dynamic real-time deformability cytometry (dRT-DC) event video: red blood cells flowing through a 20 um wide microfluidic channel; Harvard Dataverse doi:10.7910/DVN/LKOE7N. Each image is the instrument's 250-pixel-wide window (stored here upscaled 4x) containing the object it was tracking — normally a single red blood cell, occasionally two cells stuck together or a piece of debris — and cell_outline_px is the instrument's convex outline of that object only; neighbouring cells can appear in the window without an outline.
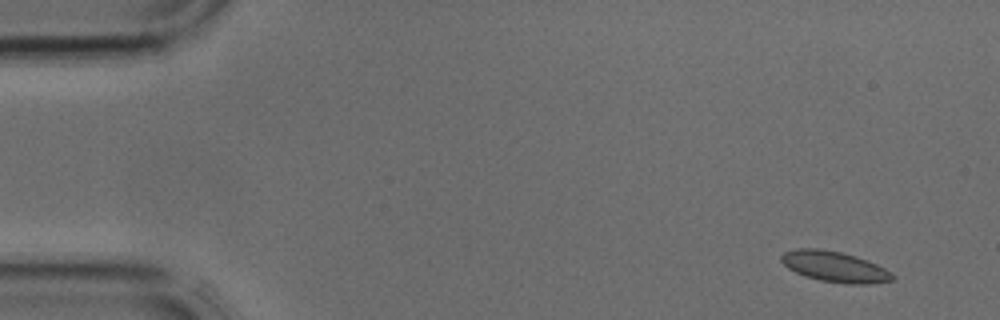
{"species": "common noctule bat (a hibernating species)", "species_latin": "Nyctalus noctula", "temperature_condition": "cold", "stored_images_in_passage": 4, "segment_of_instrument_passage": [1, 2], "camera_frame_rate_fps": 3000, "um_per_image_px": 0.085, "animal": {"sex": "male", "body_mass_g": 17.9, "forearm_length_mm": 54.2}, "frame": {"image": 1, "passage_image": 1, "time_ms": 0.0, "image_size_px": [1000, 320], "cell_outline_px": [[896, 276], [892, 280], [868, 284], [848, 284], [820, 280], [796, 272], [788, 268], [780, 260], [780, 256], [784, 252], [800, 248], [816, 248], [840, 252], [876, 264], [884, 268]], "centroid_in_image_um": [70.93, 22.67], "position_along_channel_um": 14.1, "area_um2": 19.42}}